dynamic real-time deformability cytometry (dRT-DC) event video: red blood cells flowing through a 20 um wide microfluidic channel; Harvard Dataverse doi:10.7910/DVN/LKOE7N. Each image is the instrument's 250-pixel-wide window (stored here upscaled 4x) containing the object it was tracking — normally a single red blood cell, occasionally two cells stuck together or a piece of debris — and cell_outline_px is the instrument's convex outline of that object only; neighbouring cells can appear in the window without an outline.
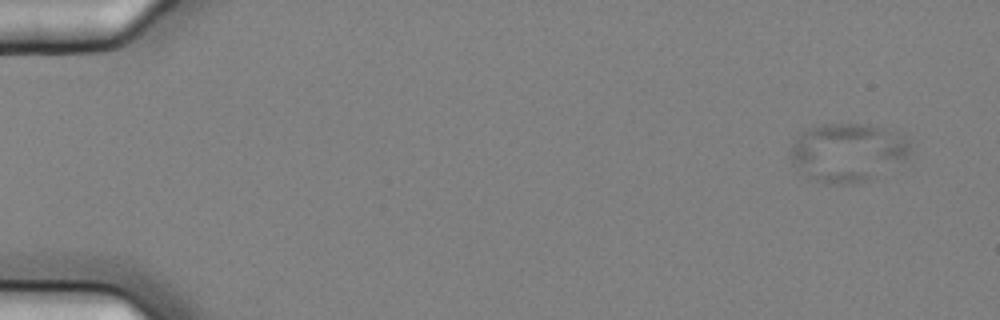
{"species": "common noctule bat (a hibernating species)", "species_latin": "Nyctalus noctula", "temperature_condition": "cold", "stored_images_in_passage": 9, "camera_frame_rate_fps": 3000, "um_per_image_px": 0.085, "animal": {"sex": "female", "body_mass_g": 25.1}, "frame": {"image": 1, "passage_image": 2, "time_ms": 0.333, "image_size_px": [1000, 320], "cell_outline_px": [[912, 152], [864, 180], [844, 184], [824, 184], [816, 180], [796, 164], [792, 160], [792, 144], [796, 136], [800, 132], [824, 124], [868, 124], [884, 128], [908, 140]], "centroid_in_image_um": [72.0, 12.9], "position_along_channel_um": 13.0, "area_um2": 38.96}}
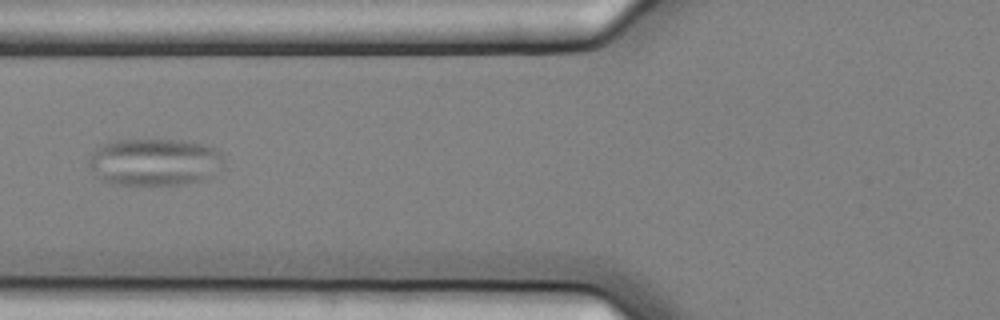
{"frame": {"image": 2, "passage_image": 7, "time_ms": 2.0, "image_size_px": [1000, 320], "cell_outline_px": [[224, 168], [212, 176], [204, 180], [184, 184], [112, 184], [100, 180], [96, 176], [88, 164], [88, 160], [92, 152], [96, 148], [104, 144], [116, 140], [180, 140], [204, 144], [216, 148], [224, 156]], "centroid_in_image_um": [13.18, 13.77], "position_along_channel_um": 112.6, "area_um2": 37.57}}
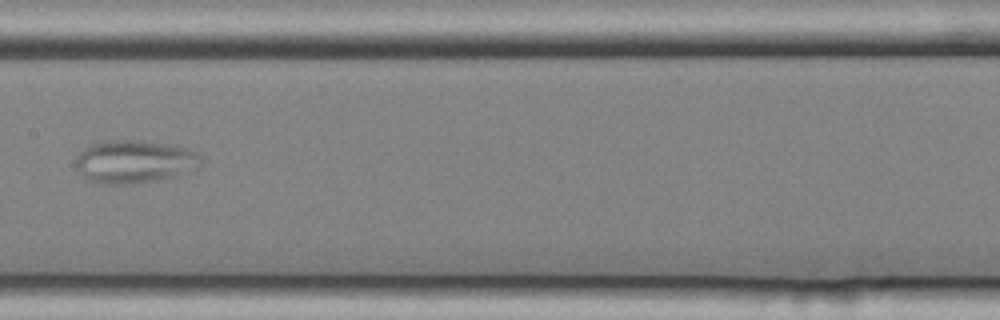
{"frame": {"image": 3, "passage_image": 9, "time_ms": 2.667, "image_size_px": [1000, 320], "cell_outline_px": [[200, 164], [196, 168], [176, 176], [132, 184], [100, 184], [84, 180], [76, 168], [76, 156], [88, 144], [104, 140], [144, 140], [192, 148], [200, 156]], "centroid_in_image_um": [11.37, 13.73], "position_along_channel_um": 196.0, "area_um2": 31.91}}